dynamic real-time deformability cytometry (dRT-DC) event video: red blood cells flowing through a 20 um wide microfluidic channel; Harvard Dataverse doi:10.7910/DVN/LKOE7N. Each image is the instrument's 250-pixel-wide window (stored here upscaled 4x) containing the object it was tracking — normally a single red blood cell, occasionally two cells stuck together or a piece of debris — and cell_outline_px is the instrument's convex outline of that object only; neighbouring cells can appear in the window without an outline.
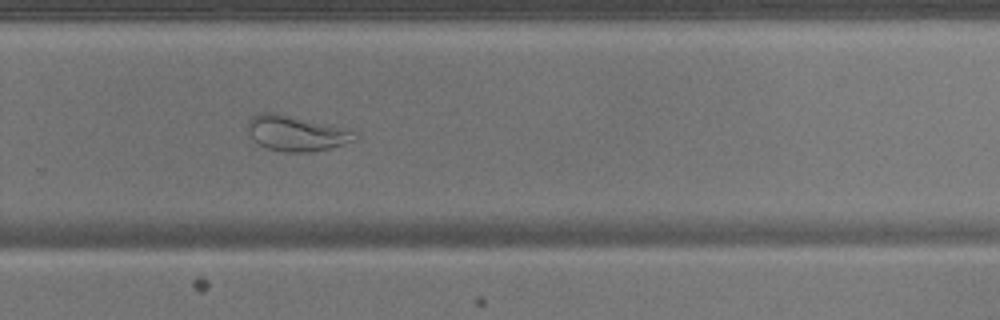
{"species": "common noctule bat (a hibernating species)", "species_latin": "Nyctalus noctula", "temperature_condition": "warm", "stored_images_in_passage": 51, "camera_frame_rate_fps": 3000, "um_per_image_px": 0.085, "animal": {"sex": "male", "body_mass_g": 17.9}, "frame": {"image": 1, "passage_image": 35, "time_ms": 11.333, "image_size_px": [1000, 320], "cell_outline_px": [[360, 140], [328, 148], [308, 152], [284, 152], [268, 148], [260, 144], [248, 132], [248, 120], [252, 116], [264, 112], [276, 112], [352, 132], [360, 136]], "centroid_in_image_um": [25.15, 11.34], "position_along_channel_um": 304.7, "area_um2": 21.33}}
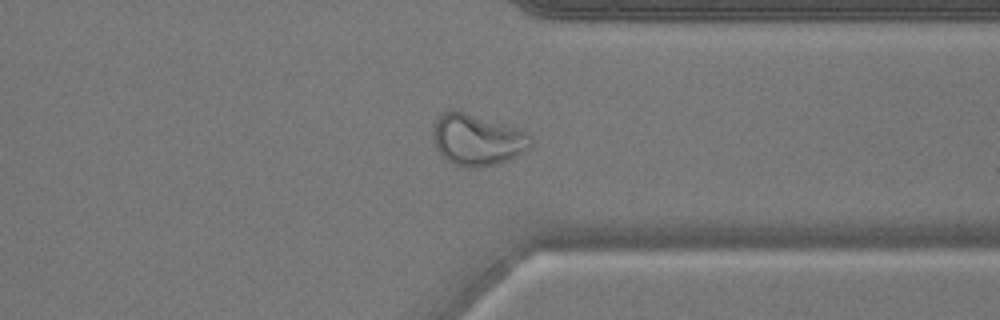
{"frame": {"image": 2, "passage_image": 40, "time_ms": 13.0, "image_size_px": [1000, 320], "cell_outline_px": [[532, 144], [528, 148], [516, 156], [508, 160], [496, 164], [480, 168], [468, 168], [452, 164], [436, 148], [432, 136], [432, 124], [444, 112], [464, 112], [528, 132], [532, 136]], "centroid_in_image_um": [40.56, 11.91], "position_along_channel_um": 370.8, "area_um2": 28.96}}
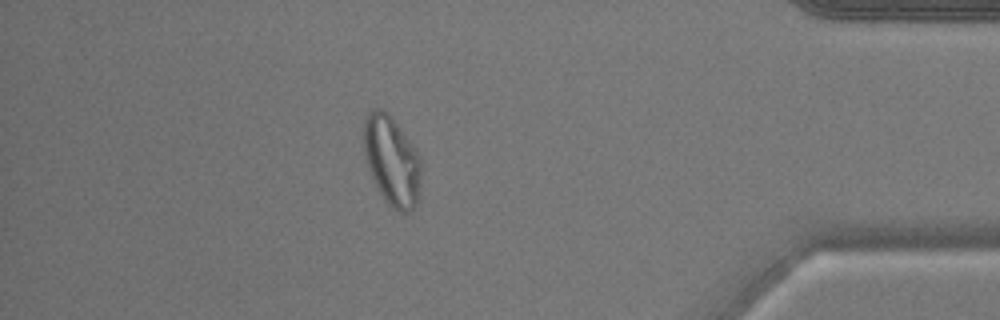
{"frame": {"image": 3, "passage_image": 45, "time_ms": 14.667, "image_size_px": [1000, 320], "cell_outline_px": [[420, 176], [416, 204], [408, 212], [400, 212], [392, 208], [384, 200], [376, 188], [364, 156], [360, 144], [364, 120], [368, 112], [376, 108], [380, 108], [388, 112], [416, 148], [420, 156]], "centroid_in_image_um": [33.24, 13.62], "position_along_channel_um": 402.0, "area_um2": 30.46}}